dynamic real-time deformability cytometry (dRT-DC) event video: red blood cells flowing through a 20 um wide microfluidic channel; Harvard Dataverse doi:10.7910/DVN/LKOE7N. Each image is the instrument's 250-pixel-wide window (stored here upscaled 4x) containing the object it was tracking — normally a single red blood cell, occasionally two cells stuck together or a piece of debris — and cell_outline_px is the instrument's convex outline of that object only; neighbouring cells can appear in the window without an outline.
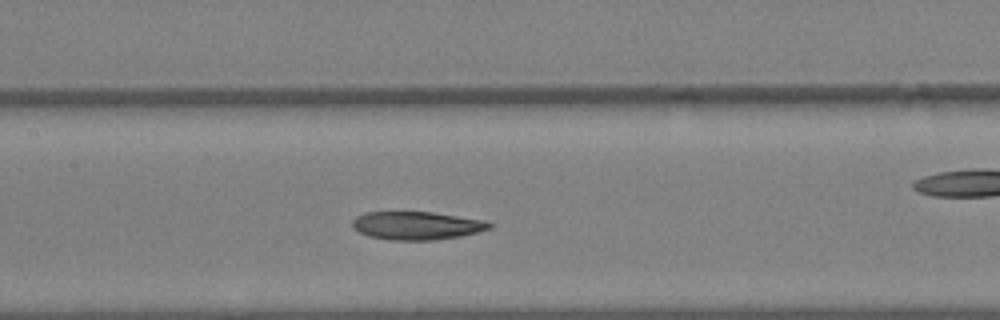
{"species": "Egyptian fruit bat (a non-hibernating species)", "species_latin": "Rousettus aegyptiacus", "temperature_condition": "warm", "stored_images_in_passage": 28, "camera_frame_rate_fps": 3000, "um_per_image_px": 0.085, "animal": {"sex": "female"}, "frame": {"image": 1, "passage_image": 13, "time_ms": 4.0, "image_size_px": [1000, 320], "cell_outline_px": [[492, 228], [460, 236], [436, 240], [388, 240], [368, 236], [352, 228], [352, 220], [356, 216], [368, 212], [432, 212], [488, 220], [492, 224]], "centroid_in_image_um": [35.43, 19.17], "position_along_channel_um": 172.0, "area_um2": 22.66}}
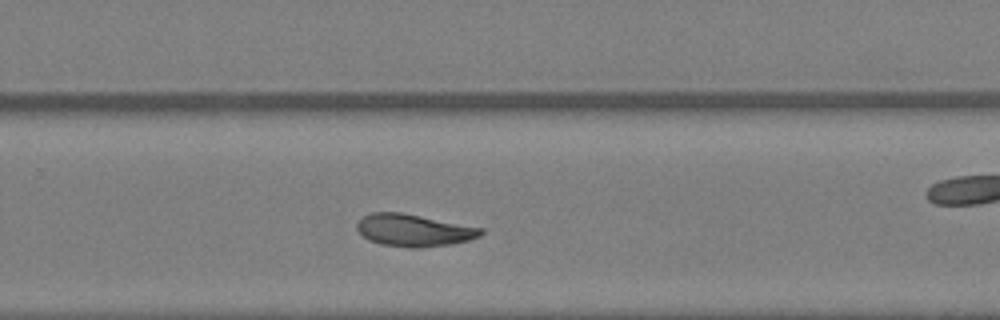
{"frame": {"image": 2, "passage_image": 20, "time_ms": 6.333, "image_size_px": [1000, 320], "cell_outline_px": [[484, 232], [480, 236], [468, 240], [448, 244], [412, 248], [380, 244], [368, 240], [356, 228], [356, 224], [364, 216], [372, 212], [400, 212], [484, 228]], "centroid_in_image_um": [35.16, 19.57], "position_along_channel_um": 294.6, "area_um2": 23.0}}